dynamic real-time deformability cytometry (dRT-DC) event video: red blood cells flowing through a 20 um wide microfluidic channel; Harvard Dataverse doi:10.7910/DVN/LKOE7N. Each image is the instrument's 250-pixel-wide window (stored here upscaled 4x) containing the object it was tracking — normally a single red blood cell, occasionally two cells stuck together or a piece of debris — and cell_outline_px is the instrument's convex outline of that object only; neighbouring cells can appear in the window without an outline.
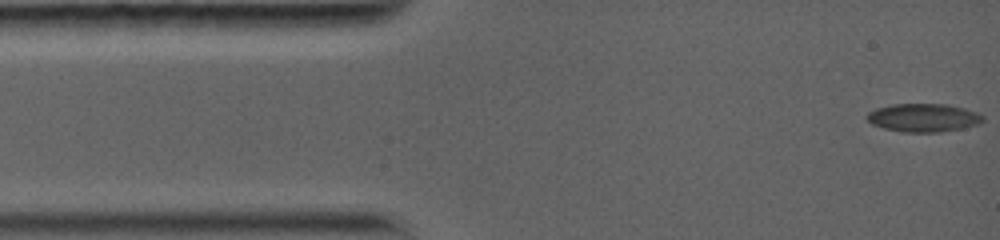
{"species": "common noctule bat (a hibernating species)", "species_latin": "Nyctalus noctula", "temperature_condition": "warm", "stored_images_in_passage": 12, "camera_frame_rate_fps": 5000, "um_per_image_px": 0.085, "animal": {"sex": "female", "body_mass_g": 19.0, "forearm_length_mm": 56.7}, "frame": {"image": 1, "passage_image": 1, "time_ms": 0.0, "image_size_px": [1000, 240], "cell_outline_px": [[984, 120], [976, 124], [964, 128], [940, 132], [904, 132], [884, 128], [872, 124], [864, 116], [868, 112], [876, 108], [892, 104], [948, 104], [964, 108], [976, 112], [984, 116]], "centroid_in_image_um": [78.47, 10.0], "position_along_channel_um": 6.5, "area_um2": 19.13}}
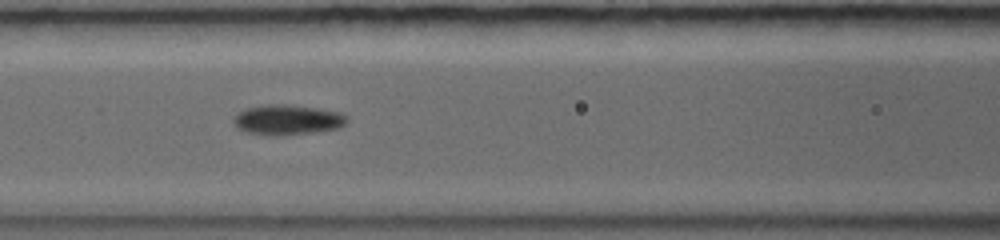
{"frame": {"image": 2, "passage_image": 7, "time_ms": 5.4, "image_size_px": [1000, 240], "cell_outline_px": [[348, 120], [340, 128], [312, 132], [280, 136], [272, 136], [244, 132], [236, 128], [232, 120], [236, 112], [248, 108], [264, 104], [284, 104], [316, 108], [340, 112], [348, 116]], "centroid_in_image_um": [24.39, 10.19], "position_along_channel_um": 142.2, "area_um2": 20.17}}
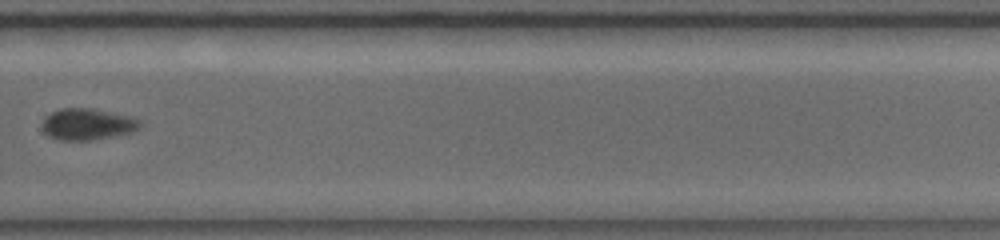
{"frame": {"image": 3, "passage_image": 12, "time_ms": 10.0, "image_size_px": [1000, 240], "cell_outline_px": [[144, 124], [136, 132], [88, 140], [60, 140], [48, 136], [44, 132], [40, 124], [44, 116], [60, 108], [92, 108], [132, 116], [144, 120]], "centroid_in_image_um": [7.48, 10.54], "position_along_channel_um": 322.3, "area_um2": 18.44}}